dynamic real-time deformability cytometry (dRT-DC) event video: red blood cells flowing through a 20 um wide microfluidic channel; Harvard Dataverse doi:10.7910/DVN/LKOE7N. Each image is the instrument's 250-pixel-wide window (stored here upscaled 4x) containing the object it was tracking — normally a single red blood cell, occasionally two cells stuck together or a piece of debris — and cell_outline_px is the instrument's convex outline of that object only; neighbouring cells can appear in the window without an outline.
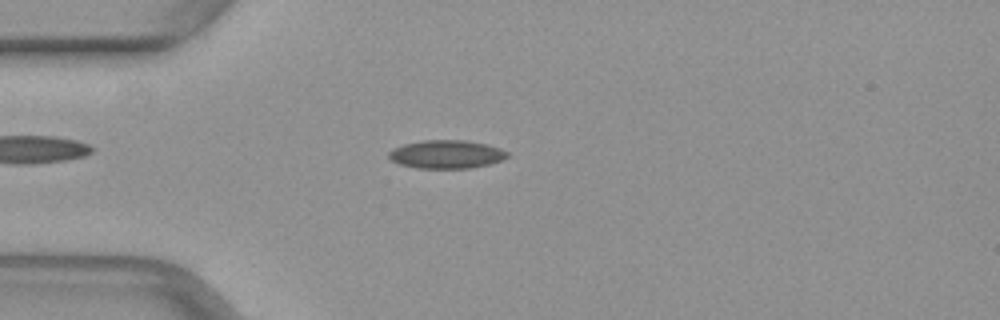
{"species": "common noctule bat (a hibernating species)", "species_latin": "Nyctalus noctula", "temperature_condition": "warm", "stored_images_in_passage": 38, "camera_frame_rate_fps": 3000, "um_per_image_px": 0.085, "animal": {"sex": "female", "body_mass_g": 29.2, "forearm_length_mm": 56.3}, "frame": {"image": 1, "passage_image": 2, "time_ms": 0.333, "image_size_px": [1000, 320], "cell_outline_px": [[508, 156], [500, 160], [488, 164], [472, 168], [416, 168], [400, 164], [392, 160], [388, 156], [388, 152], [392, 148], [404, 144], [424, 140], [464, 140], [488, 144], [500, 148], [508, 152]], "centroid_in_image_um": [37.93, 13.11], "position_along_channel_um": 47.1, "area_um2": 19.54}}
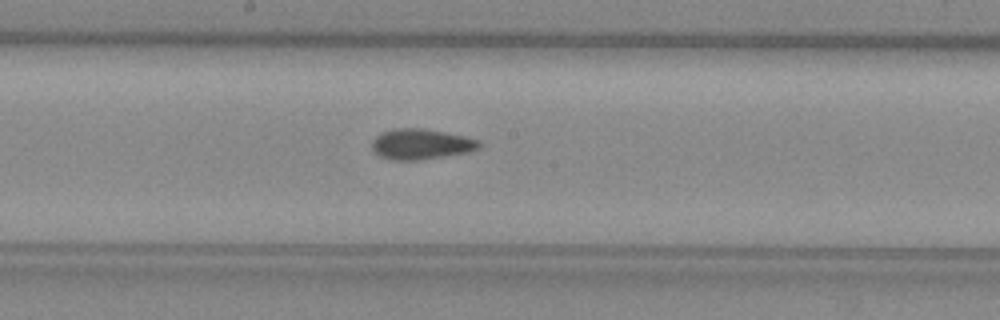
{"frame": {"image": 2, "passage_image": 15, "time_ms": 4.667, "image_size_px": [1000, 320], "cell_outline_px": [[480, 148], [464, 152], [420, 160], [392, 160], [380, 156], [372, 148], [372, 140], [376, 136], [384, 132], [396, 128], [420, 128], [444, 132], [464, 136], [476, 140], [480, 144]], "centroid_in_image_um": [35.74, 12.25], "position_along_channel_um": 212.5, "area_um2": 18.61}}
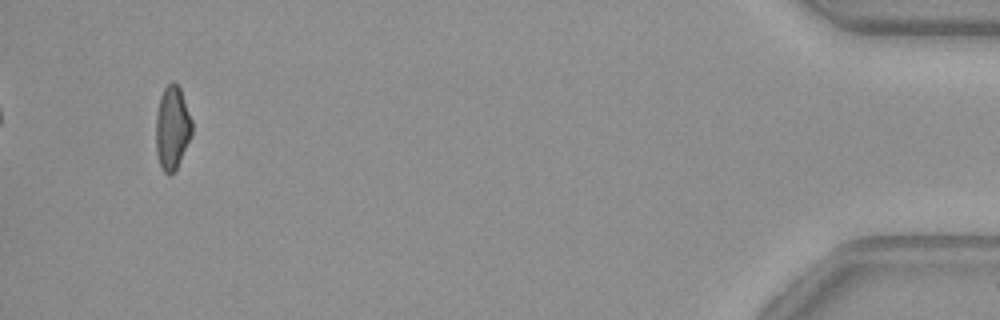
{"frame": {"image": 3, "passage_image": 36, "time_ms": 11.667, "image_size_px": [1000, 320], "cell_outline_px": [[192, 132], [180, 160], [176, 168], [168, 176], [164, 172], [160, 164], [156, 152], [156, 112], [160, 96], [164, 88], [168, 84], [176, 84], [180, 88], [192, 120]], "centroid_in_image_um": [14.62, 10.86], "position_along_channel_um": 420.6, "area_um2": 17.28}}